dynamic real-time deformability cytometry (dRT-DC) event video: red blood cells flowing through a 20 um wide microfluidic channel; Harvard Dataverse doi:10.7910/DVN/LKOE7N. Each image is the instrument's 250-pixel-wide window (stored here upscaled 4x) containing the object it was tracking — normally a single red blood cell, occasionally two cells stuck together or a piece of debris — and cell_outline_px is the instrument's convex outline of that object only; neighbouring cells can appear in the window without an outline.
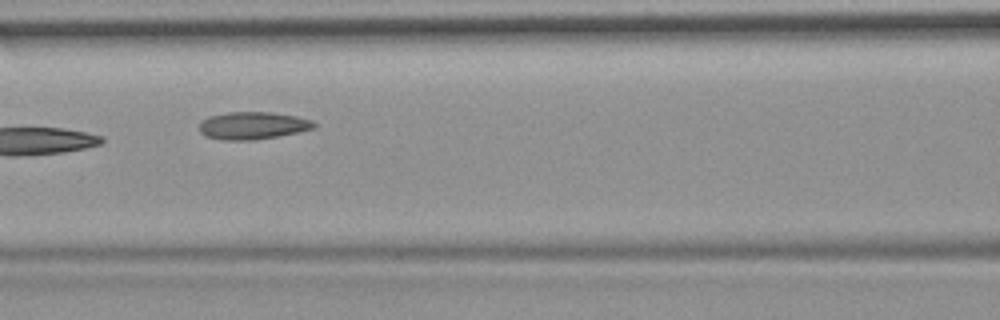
{"species": "common noctule bat (a hibernating species)", "species_latin": "Nyctalus noctula", "temperature_condition": "room temperature", "stored_images_in_passage": 15, "camera_frame_rate_fps": 3000, "um_per_image_px": 0.085, "animal": {"sex": "female", "body_mass_g": 19.9}, "frame": {"image": 1, "passage_image": 7, "time_ms": 2.0, "image_size_px": [1000, 320], "cell_outline_px": [[316, 128], [256, 140], [224, 140], [208, 136], [200, 132], [200, 120], [208, 116], [228, 112], [272, 112], [296, 116], [312, 120], [316, 124]], "centroid_in_image_um": [21.48, 10.66], "position_along_channel_um": 145.1, "area_um2": 18.32}}